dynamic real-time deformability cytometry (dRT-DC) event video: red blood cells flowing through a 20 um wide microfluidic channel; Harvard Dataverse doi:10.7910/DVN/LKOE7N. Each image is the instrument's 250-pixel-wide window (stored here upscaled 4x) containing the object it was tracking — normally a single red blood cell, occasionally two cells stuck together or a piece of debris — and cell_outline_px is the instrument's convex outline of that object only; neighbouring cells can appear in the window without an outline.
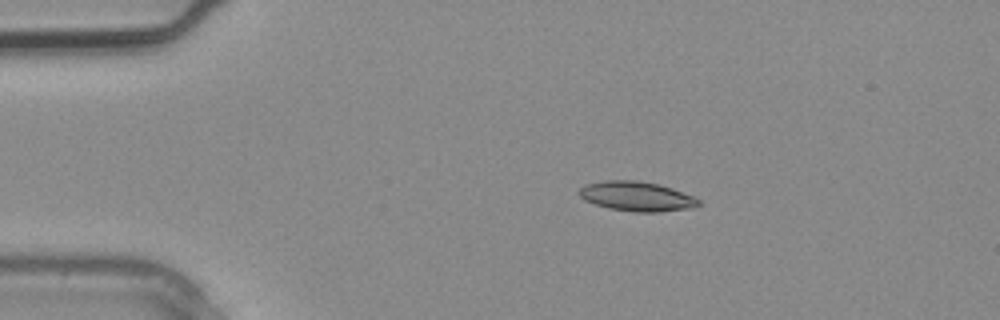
{"species": "common noctule bat (a hibernating species)", "species_latin": "Nyctalus noctula", "temperature_condition": "warm", "stored_images_in_passage": 3, "camera_frame_rate_fps": 3000, "um_per_image_px": 0.085, "animal": {"sex": "male", "body_mass_g": 20.4}, "frame": {"image": 1, "passage_image": 2, "time_ms": 0.333, "image_size_px": [1000, 320], "cell_outline_px": [[700, 204], [692, 208], [660, 212], [636, 212], [608, 208], [584, 200], [576, 192], [584, 184], [604, 180], [636, 180], [656, 184], [672, 188], [692, 196], [700, 200]], "centroid_in_image_um": [54.08, 16.69], "position_along_channel_um": 30.9, "area_um2": 20.63}}
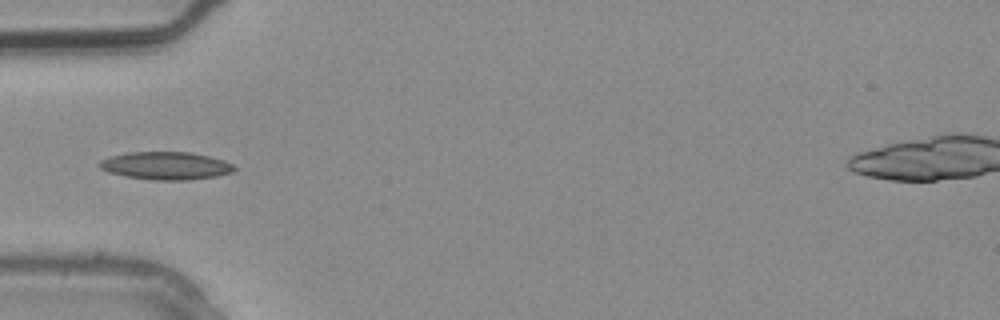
{"frame": {"image": 2, "passage_image": 3, "time_ms": 0.667, "image_size_px": [1000, 320], "cell_outline_px": [[236, 168], [232, 172], [216, 176], [188, 180], [156, 180], [124, 176], [108, 172], [100, 168], [96, 164], [100, 160], [108, 156], [128, 152], [192, 152], [224, 160], [232, 164]], "centroid_in_image_um": [14.05, 14.08], "position_along_channel_um": 70.9, "area_um2": 21.96}}